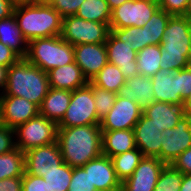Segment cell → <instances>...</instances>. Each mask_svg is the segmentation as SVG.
Listing matches in <instances>:
<instances>
[{
    "label": "cell",
    "instance_id": "6da1fadb",
    "mask_svg": "<svg viewBox=\"0 0 191 191\" xmlns=\"http://www.w3.org/2000/svg\"><path fill=\"white\" fill-rule=\"evenodd\" d=\"M57 142L63 162L71 167H82L103 154L100 124L58 127Z\"/></svg>",
    "mask_w": 191,
    "mask_h": 191
},
{
    "label": "cell",
    "instance_id": "7a4b0ae2",
    "mask_svg": "<svg viewBox=\"0 0 191 191\" xmlns=\"http://www.w3.org/2000/svg\"><path fill=\"white\" fill-rule=\"evenodd\" d=\"M161 70L179 71L191 65V19L171 16L161 43Z\"/></svg>",
    "mask_w": 191,
    "mask_h": 191
},
{
    "label": "cell",
    "instance_id": "3957f363",
    "mask_svg": "<svg viewBox=\"0 0 191 191\" xmlns=\"http://www.w3.org/2000/svg\"><path fill=\"white\" fill-rule=\"evenodd\" d=\"M49 89L47 72L32 65L26 58H20L8 67L7 84L0 95L23 97L40 107Z\"/></svg>",
    "mask_w": 191,
    "mask_h": 191
},
{
    "label": "cell",
    "instance_id": "277c9868",
    "mask_svg": "<svg viewBox=\"0 0 191 191\" xmlns=\"http://www.w3.org/2000/svg\"><path fill=\"white\" fill-rule=\"evenodd\" d=\"M13 14L27 42L61 34L63 17L50 4L17 5L14 7Z\"/></svg>",
    "mask_w": 191,
    "mask_h": 191
},
{
    "label": "cell",
    "instance_id": "5b68a950",
    "mask_svg": "<svg viewBox=\"0 0 191 191\" xmlns=\"http://www.w3.org/2000/svg\"><path fill=\"white\" fill-rule=\"evenodd\" d=\"M25 58L44 72L75 61L73 46L60 36L36 38L29 41Z\"/></svg>",
    "mask_w": 191,
    "mask_h": 191
},
{
    "label": "cell",
    "instance_id": "8992f818",
    "mask_svg": "<svg viewBox=\"0 0 191 191\" xmlns=\"http://www.w3.org/2000/svg\"><path fill=\"white\" fill-rule=\"evenodd\" d=\"M58 124L41 114L17 126L15 144L21 151L52 144L57 141Z\"/></svg>",
    "mask_w": 191,
    "mask_h": 191
},
{
    "label": "cell",
    "instance_id": "52a82bcc",
    "mask_svg": "<svg viewBox=\"0 0 191 191\" xmlns=\"http://www.w3.org/2000/svg\"><path fill=\"white\" fill-rule=\"evenodd\" d=\"M110 23L87 21L76 15L63 17L60 37L70 45L100 44L107 41Z\"/></svg>",
    "mask_w": 191,
    "mask_h": 191
},
{
    "label": "cell",
    "instance_id": "ba28073f",
    "mask_svg": "<svg viewBox=\"0 0 191 191\" xmlns=\"http://www.w3.org/2000/svg\"><path fill=\"white\" fill-rule=\"evenodd\" d=\"M93 98V89L87 84L72 91L69 106L58 127H77L100 124Z\"/></svg>",
    "mask_w": 191,
    "mask_h": 191
},
{
    "label": "cell",
    "instance_id": "9c48e42d",
    "mask_svg": "<svg viewBox=\"0 0 191 191\" xmlns=\"http://www.w3.org/2000/svg\"><path fill=\"white\" fill-rule=\"evenodd\" d=\"M158 9V0L127 1L112 10L110 29L143 27Z\"/></svg>",
    "mask_w": 191,
    "mask_h": 191
},
{
    "label": "cell",
    "instance_id": "30bf717a",
    "mask_svg": "<svg viewBox=\"0 0 191 191\" xmlns=\"http://www.w3.org/2000/svg\"><path fill=\"white\" fill-rule=\"evenodd\" d=\"M161 161L172 164L186 149L191 147V115L182 117L176 127L162 131Z\"/></svg>",
    "mask_w": 191,
    "mask_h": 191
},
{
    "label": "cell",
    "instance_id": "8fae6325",
    "mask_svg": "<svg viewBox=\"0 0 191 191\" xmlns=\"http://www.w3.org/2000/svg\"><path fill=\"white\" fill-rule=\"evenodd\" d=\"M142 114L136 101L117 94L115 104L100 122L101 130L134 129Z\"/></svg>",
    "mask_w": 191,
    "mask_h": 191
},
{
    "label": "cell",
    "instance_id": "7c38bea8",
    "mask_svg": "<svg viewBox=\"0 0 191 191\" xmlns=\"http://www.w3.org/2000/svg\"><path fill=\"white\" fill-rule=\"evenodd\" d=\"M39 114V107L23 97L0 95V123L15 129Z\"/></svg>",
    "mask_w": 191,
    "mask_h": 191
},
{
    "label": "cell",
    "instance_id": "4fadbf2b",
    "mask_svg": "<svg viewBox=\"0 0 191 191\" xmlns=\"http://www.w3.org/2000/svg\"><path fill=\"white\" fill-rule=\"evenodd\" d=\"M25 153V171L32 176L43 177L44 173L56 170L63 163L58 142L35 147Z\"/></svg>",
    "mask_w": 191,
    "mask_h": 191
},
{
    "label": "cell",
    "instance_id": "5bb4252c",
    "mask_svg": "<svg viewBox=\"0 0 191 191\" xmlns=\"http://www.w3.org/2000/svg\"><path fill=\"white\" fill-rule=\"evenodd\" d=\"M165 165L157 157H143L133 174L121 182V191H154Z\"/></svg>",
    "mask_w": 191,
    "mask_h": 191
},
{
    "label": "cell",
    "instance_id": "9a60e30c",
    "mask_svg": "<svg viewBox=\"0 0 191 191\" xmlns=\"http://www.w3.org/2000/svg\"><path fill=\"white\" fill-rule=\"evenodd\" d=\"M105 46L108 63L119 67L126 80L139 74L136 61L137 52L132 49V45L126 41H120L110 32Z\"/></svg>",
    "mask_w": 191,
    "mask_h": 191
},
{
    "label": "cell",
    "instance_id": "2e32d148",
    "mask_svg": "<svg viewBox=\"0 0 191 191\" xmlns=\"http://www.w3.org/2000/svg\"><path fill=\"white\" fill-rule=\"evenodd\" d=\"M73 48L75 63L80 67L88 81H91L108 63L105 43H86L75 45Z\"/></svg>",
    "mask_w": 191,
    "mask_h": 191
},
{
    "label": "cell",
    "instance_id": "e0dca14e",
    "mask_svg": "<svg viewBox=\"0 0 191 191\" xmlns=\"http://www.w3.org/2000/svg\"><path fill=\"white\" fill-rule=\"evenodd\" d=\"M82 168L89 172L91 183L102 191H121V181L117 178L112 159L106 155L92 159Z\"/></svg>",
    "mask_w": 191,
    "mask_h": 191
},
{
    "label": "cell",
    "instance_id": "ac0fdd59",
    "mask_svg": "<svg viewBox=\"0 0 191 191\" xmlns=\"http://www.w3.org/2000/svg\"><path fill=\"white\" fill-rule=\"evenodd\" d=\"M136 147L144 157H157L161 161L162 131L144 114L134 126Z\"/></svg>",
    "mask_w": 191,
    "mask_h": 191
},
{
    "label": "cell",
    "instance_id": "d6986e66",
    "mask_svg": "<svg viewBox=\"0 0 191 191\" xmlns=\"http://www.w3.org/2000/svg\"><path fill=\"white\" fill-rule=\"evenodd\" d=\"M143 114L151 119L160 131H165L167 128L171 129L176 127L178 121L187 113L184 103H164L153 102L143 112Z\"/></svg>",
    "mask_w": 191,
    "mask_h": 191
},
{
    "label": "cell",
    "instance_id": "ffe728a7",
    "mask_svg": "<svg viewBox=\"0 0 191 191\" xmlns=\"http://www.w3.org/2000/svg\"><path fill=\"white\" fill-rule=\"evenodd\" d=\"M118 95L136 101L142 112H144L151 103L155 102L152 80L150 77L141 74L128 78L118 92Z\"/></svg>",
    "mask_w": 191,
    "mask_h": 191
},
{
    "label": "cell",
    "instance_id": "44dd1931",
    "mask_svg": "<svg viewBox=\"0 0 191 191\" xmlns=\"http://www.w3.org/2000/svg\"><path fill=\"white\" fill-rule=\"evenodd\" d=\"M47 74L50 87L55 89L73 91L89 83L75 61L53 68Z\"/></svg>",
    "mask_w": 191,
    "mask_h": 191
},
{
    "label": "cell",
    "instance_id": "7402d4cb",
    "mask_svg": "<svg viewBox=\"0 0 191 191\" xmlns=\"http://www.w3.org/2000/svg\"><path fill=\"white\" fill-rule=\"evenodd\" d=\"M151 80L156 102L184 103L179 95L178 71L160 70Z\"/></svg>",
    "mask_w": 191,
    "mask_h": 191
},
{
    "label": "cell",
    "instance_id": "603a6c76",
    "mask_svg": "<svg viewBox=\"0 0 191 191\" xmlns=\"http://www.w3.org/2000/svg\"><path fill=\"white\" fill-rule=\"evenodd\" d=\"M135 135L133 129L102 130V153L113 157L135 149Z\"/></svg>",
    "mask_w": 191,
    "mask_h": 191
},
{
    "label": "cell",
    "instance_id": "cb8c5ba5",
    "mask_svg": "<svg viewBox=\"0 0 191 191\" xmlns=\"http://www.w3.org/2000/svg\"><path fill=\"white\" fill-rule=\"evenodd\" d=\"M71 96L72 91L50 87L39 107V114L58 124L65 115Z\"/></svg>",
    "mask_w": 191,
    "mask_h": 191
},
{
    "label": "cell",
    "instance_id": "d4e9b609",
    "mask_svg": "<svg viewBox=\"0 0 191 191\" xmlns=\"http://www.w3.org/2000/svg\"><path fill=\"white\" fill-rule=\"evenodd\" d=\"M0 42L11 48L21 58L26 57L28 42L20 31L14 14L0 20Z\"/></svg>",
    "mask_w": 191,
    "mask_h": 191
},
{
    "label": "cell",
    "instance_id": "484cf974",
    "mask_svg": "<svg viewBox=\"0 0 191 191\" xmlns=\"http://www.w3.org/2000/svg\"><path fill=\"white\" fill-rule=\"evenodd\" d=\"M161 46L148 45L137 52V66L139 74L146 77H153L161 70Z\"/></svg>",
    "mask_w": 191,
    "mask_h": 191
},
{
    "label": "cell",
    "instance_id": "4316f807",
    "mask_svg": "<svg viewBox=\"0 0 191 191\" xmlns=\"http://www.w3.org/2000/svg\"><path fill=\"white\" fill-rule=\"evenodd\" d=\"M25 172V153L19 148L0 155V180L23 177Z\"/></svg>",
    "mask_w": 191,
    "mask_h": 191
},
{
    "label": "cell",
    "instance_id": "83f0119b",
    "mask_svg": "<svg viewBox=\"0 0 191 191\" xmlns=\"http://www.w3.org/2000/svg\"><path fill=\"white\" fill-rule=\"evenodd\" d=\"M91 82L100 88L118 94L126 79L116 65L107 63L100 72L95 75Z\"/></svg>",
    "mask_w": 191,
    "mask_h": 191
},
{
    "label": "cell",
    "instance_id": "f1b7e54d",
    "mask_svg": "<svg viewBox=\"0 0 191 191\" xmlns=\"http://www.w3.org/2000/svg\"><path fill=\"white\" fill-rule=\"evenodd\" d=\"M172 15L159 8L144 24L142 30L145 36V47L148 45H160L165 28Z\"/></svg>",
    "mask_w": 191,
    "mask_h": 191
},
{
    "label": "cell",
    "instance_id": "f546056e",
    "mask_svg": "<svg viewBox=\"0 0 191 191\" xmlns=\"http://www.w3.org/2000/svg\"><path fill=\"white\" fill-rule=\"evenodd\" d=\"M111 12L106 0H85L75 15L87 21L110 23Z\"/></svg>",
    "mask_w": 191,
    "mask_h": 191
},
{
    "label": "cell",
    "instance_id": "4dcf8cb0",
    "mask_svg": "<svg viewBox=\"0 0 191 191\" xmlns=\"http://www.w3.org/2000/svg\"><path fill=\"white\" fill-rule=\"evenodd\" d=\"M143 157L138 148L111 157L117 178L122 182L130 177Z\"/></svg>",
    "mask_w": 191,
    "mask_h": 191
},
{
    "label": "cell",
    "instance_id": "1f68e13d",
    "mask_svg": "<svg viewBox=\"0 0 191 191\" xmlns=\"http://www.w3.org/2000/svg\"><path fill=\"white\" fill-rule=\"evenodd\" d=\"M72 172L73 167L63 162L56 170L44 173L42 178L45 179L49 191H68Z\"/></svg>",
    "mask_w": 191,
    "mask_h": 191
},
{
    "label": "cell",
    "instance_id": "d6a6232c",
    "mask_svg": "<svg viewBox=\"0 0 191 191\" xmlns=\"http://www.w3.org/2000/svg\"><path fill=\"white\" fill-rule=\"evenodd\" d=\"M183 173L172 164L161 170L154 191H180Z\"/></svg>",
    "mask_w": 191,
    "mask_h": 191
},
{
    "label": "cell",
    "instance_id": "836d02e7",
    "mask_svg": "<svg viewBox=\"0 0 191 191\" xmlns=\"http://www.w3.org/2000/svg\"><path fill=\"white\" fill-rule=\"evenodd\" d=\"M93 89V98L96 107L98 119L101 121L115 104L117 94L98 86H95L91 81L88 83Z\"/></svg>",
    "mask_w": 191,
    "mask_h": 191
},
{
    "label": "cell",
    "instance_id": "e575fe53",
    "mask_svg": "<svg viewBox=\"0 0 191 191\" xmlns=\"http://www.w3.org/2000/svg\"><path fill=\"white\" fill-rule=\"evenodd\" d=\"M111 33L120 41L132 45V49L139 52L145 47V36L142 27H125L122 29H110Z\"/></svg>",
    "mask_w": 191,
    "mask_h": 191
},
{
    "label": "cell",
    "instance_id": "d590c367",
    "mask_svg": "<svg viewBox=\"0 0 191 191\" xmlns=\"http://www.w3.org/2000/svg\"><path fill=\"white\" fill-rule=\"evenodd\" d=\"M95 189L89 178V172H86L82 167H73L68 191H93Z\"/></svg>",
    "mask_w": 191,
    "mask_h": 191
},
{
    "label": "cell",
    "instance_id": "8d00e7d4",
    "mask_svg": "<svg viewBox=\"0 0 191 191\" xmlns=\"http://www.w3.org/2000/svg\"><path fill=\"white\" fill-rule=\"evenodd\" d=\"M85 0H53L50 5L62 17L75 15Z\"/></svg>",
    "mask_w": 191,
    "mask_h": 191
},
{
    "label": "cell",
    "instance_id": "74e56055",
    "mask_svg": "<svg viewBox=\"0 0 191 191\" xmlns=\"http://www.w3.org/2000/svg\"><path fill=\"white\" fill-rule=\"evenodd\" d=\"M189 0H158L159 8L172 16H186Z\"/></svg>",
    "mask_w": 191,
    "mask_h": 191
},
{
    "label": "cell",
    "instance_id": "f35d334b",
    "mask_svg": "<svg viewBox=\"0 0 191 191\" xmlns=\"http://www.w3.org/2000/svg\"><path fill=\"white\" fill-rule=\"evenodd\" d=\"M14 129L0 123V155L16 148Z\"/></svg>",
    "mask_w": 191,
    "mask_h": 191
},
{
    "label": "cell",
    "instance_id": "ab89813d",
    "mask_svg": "<svg viewBox=\"0 0 191 191\" xmlns=\"http://www.w3.org/2000/svg\"><path fill=\"white\" fill-rule=\"evenodd\" d=\"M22 191H49V187L45 179L32 176L25 171L22 177Z\"/></svg>",
    "mask_w": 191,
    "mask_h": 191
},
{
    "label": "cell",
    "instance_id": "60d3db41",
    "mask_svg": "<svg viewBox=\"0 0 191 191\" xmlns=\"http://www.w3.org/2000/svg\"><path fill=\"white\" fill-rule=\"evenodd\" d=\"M179 95L185 102L191 93V65L178 71Z\"/></svg>",
    "mask_w": 191,
    "mask_h": 191
},
{
    "label": "cell",
    "instance_id": "b9f144b4",
    "mask_svg": "<svg viewBox=\"0 0 191 191\" xmlns=\"http://www.w3.org/2000/svg\"><path fill=\"white\" fill-rule=\"evenodd\" d=\"M183 174L191 175V147L181 153L172 163Z\"/></svg>",
    "mask_w": 191,
    "mask_h": 191
},
{
    "label": "cell",
    "instance_id": "7bdbcfd3",
    "mask_svg": "<svg viewBox=\"0 0 191 191\" xmlns=\"http://www.w3.org/2000/svg\"><path fill=\"white\" fill-rule=\"evenodd\" d=\"M21 57L8 46L0 42V66L9 67Z\"/></svg>",
    "mask_w": 191,
    "mask_h": 191
},
{
    "label": "cell",
    "instance_id": "ee69618b",
    "mask_svg": "<svg viewBox=\"0 0 191 191\" xmlns=\"http://www.w3.org/2000/svg\"><path fill=\"white\" fill-rule=\"evenodd\" d=\"M0 191H22V177L0 180Z\"/></svg>",
    "mask_w": 191,
    "mask_h": 191
},
{
    "label": "cell",
    "instance_id": "f6af8a7d",
    "mask_svg": "<svg viewBox=\"0 0 191 191\" xmlns=\"http://www.w3.org/2000/svg\"><path fill=\"white\" fill-rule=\"evenodd\" d=\"M15 5L10 0H0V20L13 15Z\"/></svg>",
    "mask_w": 191,
    "mask_h": 191
},
{
    "label": "cell",
    "instance_id": "bcb514c9",
    "mask_svg": "<svg viewBox=\"0 0 191 191\" xmlns=\"http://www.w3.org/2000/svg\"><path fill=\"white\" fill-rule=\"evenodd\" d=\"M7 70L8 67L0 66V91H2L0 94L4 92L7 84Z\"/></svg>",
    "mask_w": 191,
    "mask_h": 191
},
{
    "label": "cell",
    "instance_id": "7dc6e473",
    "mask_svg": "<svg viewBox=\"0 0 191 191\" xmlns=\"http://www.w3.org/2000/svg\"><path fill=\"white\" fill-rule=\"evenodd\" d=\"M180 191H191V175L183 174Z\"/></svg>",
    "mask_w": 191,
    "mask_h": 191
},
{
    "label": "cell",
    "instance_id": "c3c4849f",
    "mask_svg": "<svg viewBox=\"0 0 191 191\" xmlns=\"http://www.w3.org/2000/svg\"><path fill=\"white\" fill-rule=\"evenodd\" d=\"M111 10L130 0H106Z\"/></svg>",
    "mask_w": 191,
    "mask_h": 191
},
{
    "label": "cell",
    "instance_id": "681fc988",
    "mask_svg": "<svg viewBox=\"0 0 191 191\" xmlns=\"http://www.w3.org/2000/svg\"><path fill=\"white\" fill-rule=\"evenodd\" d=\"M15 6L22 4L37 3V0H10Z\"/></svg>",
    "mask_w": 191,
    "mask_h": 191
},
{
    "label": "cell",
    "instance_id": "f907efd6",
    "mask_svg": "<svg viewBox=\"0 0 191 191\" xmlns=\"http://www.w3.org/2000/svg\"><path fill=\"white\" fill-rule=\"evenodd\" d=\"M184 106L186 113L191 115V93L188 99L184 102Z\"/></svg>",
    "mask_w": 191,
    "mask_h": 191
},
{
    "label": "cell",
    "instance_id": "816d5d0a",
    "mask_svg": "<svg viewBox=\"0 0 191 191\" xmlns=\"http://www.w3.org/2000/svg\"><path fill=\"white\" fill-rule=\"evenodd\" d=\"M186 16L191 19V0L188 1V5L186 8Z\"/></svg>",
    "mask_w": 191,
    "mask_h": 191
},
{
    "label": "cell",
    "instance_id": "f5cc1de1",
    "mask_svg": "<svg viewBox=\"0 0 191 191\" xmlns=\"http://www.w3.org/2000/svg\"><path fill=\"white\" fill-rule=\"evenodd\" d=\"M53 0H37V3H47L50 4Z\"/></svg>",
    "mask_w": 191,
    "mask_h": 191
}]
</instances>
